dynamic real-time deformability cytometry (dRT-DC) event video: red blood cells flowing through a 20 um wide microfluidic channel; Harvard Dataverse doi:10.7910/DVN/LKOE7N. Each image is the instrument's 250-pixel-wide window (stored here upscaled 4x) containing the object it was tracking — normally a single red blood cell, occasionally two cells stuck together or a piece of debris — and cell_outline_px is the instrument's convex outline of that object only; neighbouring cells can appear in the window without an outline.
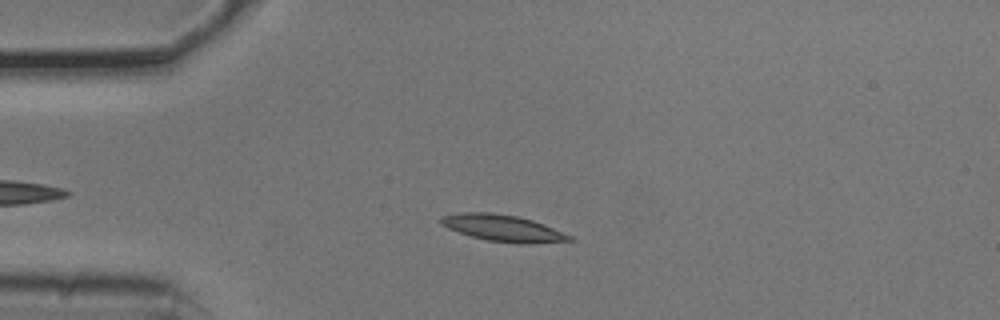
{"species": "common noctule bat (a hibernating species)", "species_latin": "Nyctalus noctula", "temperature_condition": "cold", "stored_images_in_passage": 33, "camera_frame_rate_fps": 3000, "um_per_image_px": 0.085, "animal": {"sex": "male", "body_mass_g": 20.5, "forearm_length_mm": 52.5}, "frame": {"image": 1, "passage_image": 2, "time_ms": 0.333, "image_size_px": [1000, 320], "cell_outline_px": [[576, 240], [528, 244], [520, 244], [488, 240], [472, 236], [448, 228], [440, 224], [440, 216], [460, 212], [492, 212], [516, 216], [532, 220], [544, 224], [572, 236]], "centroid_in_image_um": [42.75, 19.38], "position_along_channel_um": 42.2, "area_um2": 19.88}}
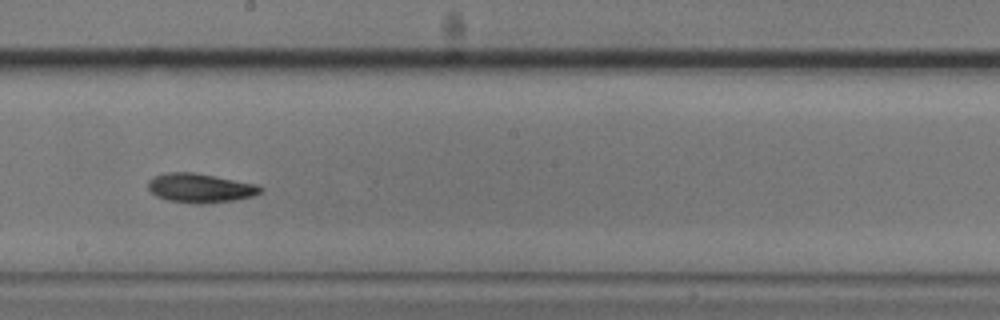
{"frame": {"image": 2, "passage_image": 19, "time_ms": 6.0, "image_size_px": [1000, 320], "cell_outline_px": [[264, 188], [260, 192], [252, 196], [236, 200], [200, 204], [196, 204], [168, 200], [156, 196], [148, 188], [148, 180], [164, 172], [192, 172], [256, 184]], "centroid_in_image_um": [17.0, 15.98], "position_along_channel_um": 231.2, "area_um2": 18.96}}
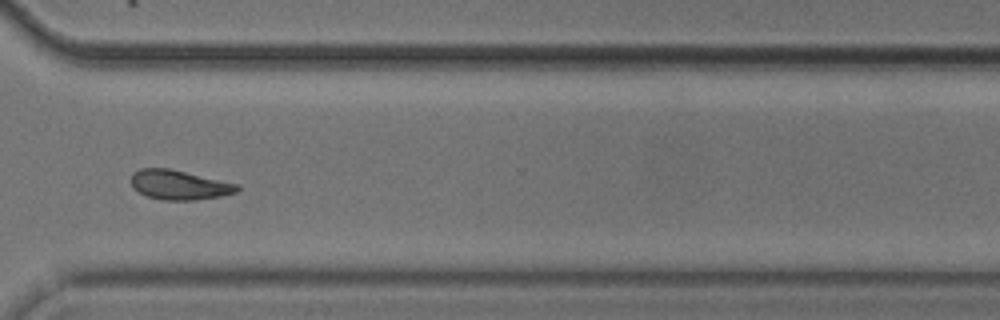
{"frame": {"image": 3, "passage_image": 29, "time_ms": 9.333, "image_size_px": [1000, 320], "cell_outline_px": [[240, 188], [236, 192], [220, 196], [196, 200], [164, 200], [148, 196], [132, 188], [132, 172], [140, 168], [168, 168], [240, 184]], "centroid_in_image_um": [15.24, 15.71], "position_along_channel_um": 355.4, "area_um2": 18.21}, "authors_computed_cell_mechanics": {"area_um2": 18.6694, "velocity_mm_per_s": 3.7344, "shape_relaxation_time_tau1_ms": 2.9062, "shape_relaxation_time_tau2_ms": 10.244, "deformation_change_tau1": 0.1098, "deformation_change_tau2": 0.1569}}